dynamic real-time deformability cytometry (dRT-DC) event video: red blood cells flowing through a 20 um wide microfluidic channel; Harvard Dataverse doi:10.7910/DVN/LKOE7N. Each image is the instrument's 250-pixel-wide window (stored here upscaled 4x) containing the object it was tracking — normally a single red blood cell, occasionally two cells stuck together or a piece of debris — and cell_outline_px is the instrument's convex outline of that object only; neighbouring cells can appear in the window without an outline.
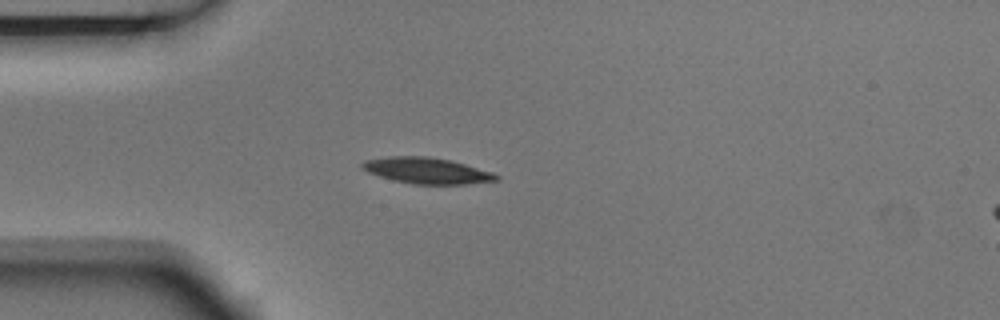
{"species": "Egyptian fruit bat (a non-hibernating species)", "species_latin": "Rousettus aegyptiacus", "temperature_condition": "room temperature", "stored_images_in_passage": 3, "segment_of_instrument_passage": [1, 2], "camera_frame_rate_fps": 3000, "um_per_image_px": 0.085, "animal": {"sex": "male"}, "frame": {"image": 1, "passage_image": 2, "time_ms": 0.333, "image_size_px": [1000, 320], "cell_outline_px": [[500, 180], [468, 184], [412, 184], [392, 180], [368, 172], [360, 168], [360, 164], [364, 160], [388, 156], [428, 156], [452, 160], [492, 172], [500, 176]], "centroid_in_image_um": [36.27, 14.5], "position_along_channel_um": 48.7, "area_um2": 20.58}}